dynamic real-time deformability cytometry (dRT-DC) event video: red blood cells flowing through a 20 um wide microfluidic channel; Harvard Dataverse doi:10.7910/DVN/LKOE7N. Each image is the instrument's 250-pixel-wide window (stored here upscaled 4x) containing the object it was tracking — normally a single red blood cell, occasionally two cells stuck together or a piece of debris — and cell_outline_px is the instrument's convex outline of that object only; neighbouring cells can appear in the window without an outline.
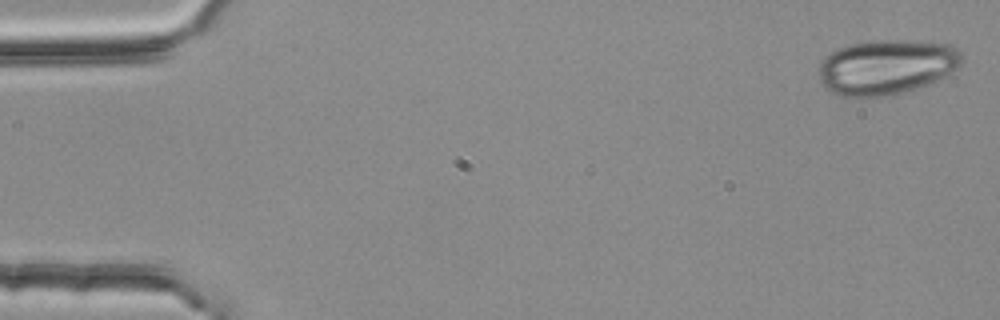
{"species": "common noctule bat (a hibernating species)", "species_latin": "Nyctalus noctula", "temperature_condition": "room temperature", "stored_images_in_passage": 4, "camera_frame_rate_fps": 3000, "um_per_image_px": 0.085, "animal": {"sex": "female", "body_mass_g": 25.1}, "frame": {"image": 1, "passage_image": 1, "time_ms": 0.0, "image_size_px": [1000, 320], "cell_outline_px": [[964, 60], [960, 68], [936, 80], [900, 92], [884, 96], [856, 100], [840, 96], [824, 88], [820, 80], [820, 60], [824, 56], [836, 48], [848, 44], [872, 40], [916, 40], [948, 44], [960, 48], [964, 52]], "centroid_in_image_um": [75.35, 5.68], "position_along_channel_um": 9.7, "area_um2": 46.82}}